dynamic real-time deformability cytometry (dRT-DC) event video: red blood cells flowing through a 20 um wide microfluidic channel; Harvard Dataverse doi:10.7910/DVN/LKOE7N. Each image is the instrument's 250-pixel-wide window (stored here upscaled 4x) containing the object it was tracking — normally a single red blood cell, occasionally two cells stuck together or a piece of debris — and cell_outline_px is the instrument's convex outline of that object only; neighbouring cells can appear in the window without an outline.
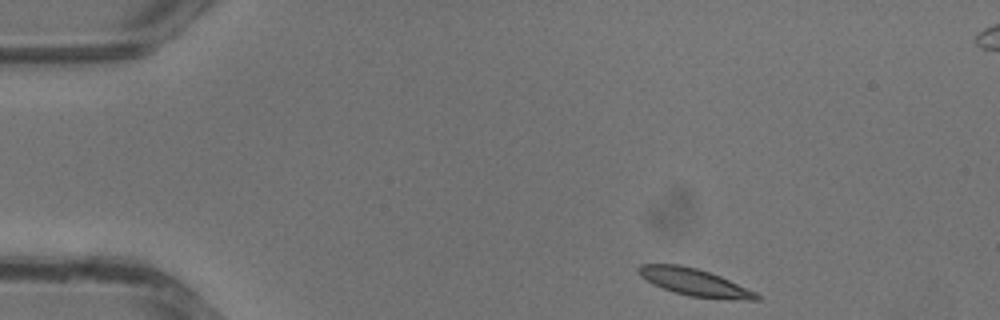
{"species": "common noctule bat (a hibernating species)", "species_latin": "Nyctalus noctula", "temperature_condition": "warm", "stored_images_in_passage": 9, "camera_frame_rate_fps": 3000, "um_per_image_px": 0.085, "animal": {"sex": "male", "body_mass_g": 13.3}, "frame": {"image": 1, "passage_image": 1, "time_ms": 0.0, "image_size_px": [1000, 320], "cell_outline_px": [[760, 300], [748, 300], [688, 296], [652, 284], [640, 276], [640, 264], [680, 264], [696, 268], [720, 276], [756, 292], [760, 296]], "centroid_in_image_um": [59.05, 23.99], "position_along_channel_um": 26.0, "area_um2": 18.32}}